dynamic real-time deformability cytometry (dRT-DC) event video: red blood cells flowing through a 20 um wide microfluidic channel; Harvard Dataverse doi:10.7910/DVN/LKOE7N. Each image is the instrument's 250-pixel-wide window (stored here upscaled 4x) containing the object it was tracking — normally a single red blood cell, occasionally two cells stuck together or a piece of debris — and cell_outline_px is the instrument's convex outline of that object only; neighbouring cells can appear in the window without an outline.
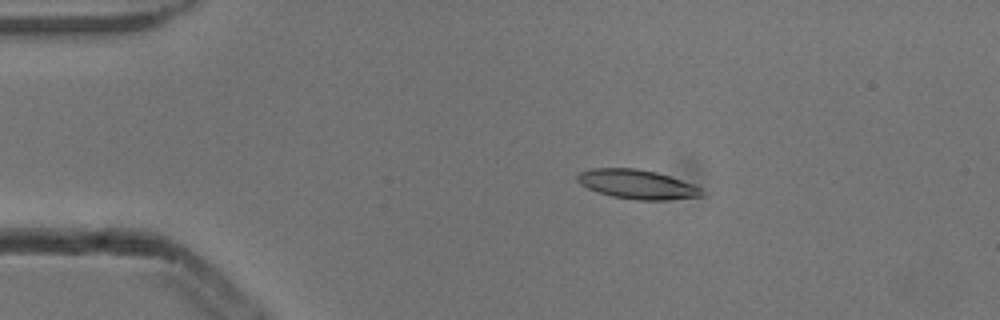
{"species": "common noctule bat (a hibernating species)", "species_latin": "Nyctalus noctula", "temperature_condition": "cold", "stored_images_in_passage": 5, "camera_frame_rate_fps": 3000, "um_per_image_px": 0.085, "animal": {"sex": "male", "body_mass_g": 13.3}, "frame": {"image": 1, "passage_image": 3, "time_ms": 0.667, "image_size_px": [1000, 320], "cell_outline_px": [[704, 196], [668, 200], [636, 200], [612, 196], [596, 192], [580, 184], [576, 180], [576, 176], [580, 172], [592, 168], [636, 168], [656, 172], [692, 184], [700, 188]], "centroid_in_image_um": [54.12, 15.67], "position_along_channel_um": 30.9, "area_um2": 21.15}}
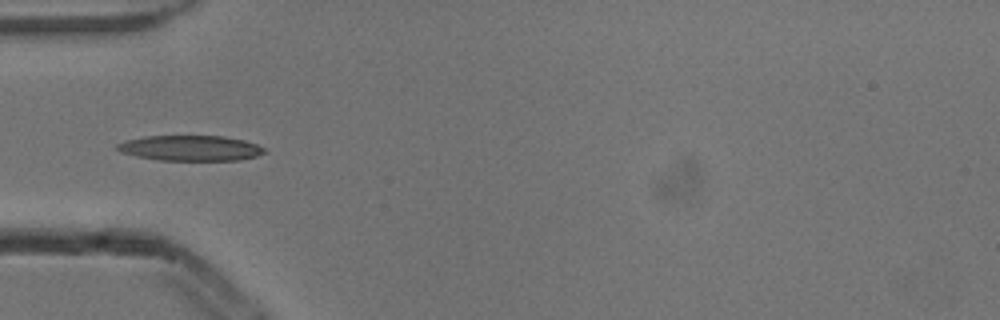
{"frame": {"image": 2, "passage_image": 5, "time_ms": 1.333, "image_size_px": [1000, 320], "cell_outline_px": [[268, 152], [256, 156], [240, 160], [160, 160], [136, 156], [120, 152], [116, 148], [116, 144], [124, 140], [144, 136], [224, 136], [244, 140], [256, 144], [264, 148]], "centroid_in_image_um": [16.17, 12.58], "position_along_channel_um": 68.8, "area_um2": 21.85}}